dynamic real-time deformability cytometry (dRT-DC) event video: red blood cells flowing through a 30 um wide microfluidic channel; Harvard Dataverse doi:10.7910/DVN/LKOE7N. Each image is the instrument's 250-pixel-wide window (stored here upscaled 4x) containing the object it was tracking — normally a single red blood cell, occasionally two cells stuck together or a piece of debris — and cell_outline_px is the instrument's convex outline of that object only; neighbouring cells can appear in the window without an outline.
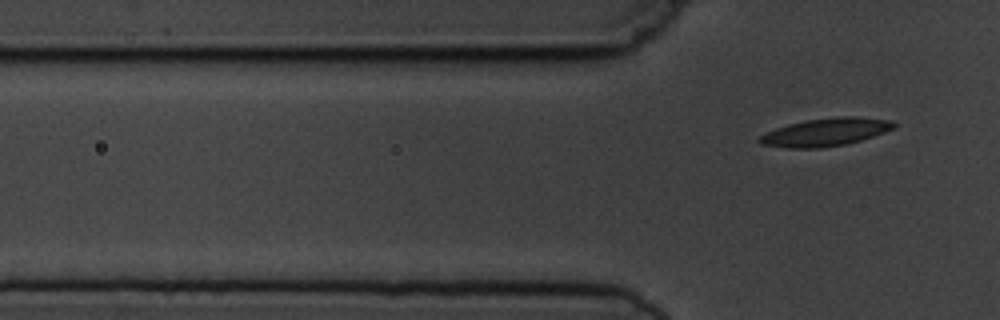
{"species": "common noctule bat (a hibernating species)", "species_latin": "Nyctalus noctula", "temperature_condition": "cold", "stored_images_in_passage": 6, "camera_frame_rate_fps": 3000, "um_per_image_px": 0.085, "animal": {"sex": "male", "body_mass_g": 19.5, "forearm_length_mm": 54.6}, "frame": {"image": 1, "passage_image": 6, "time_ms": 6.0, "image_size_px": [1000, 320], "cell_outline_px": [[896, 124], [892, 128], [884, 132], [860, 140], [844, 144], [820, 148], [788, 148], [760, 144], [756, 140], [760, 136], [776, 128], [788, 124], [808, 120], [836, 116], [856, 116], [892, 120]], "centroid_in_image_um": [70.15, 11.22], "position_along_channel_um": 55.6, "area_um2": 21.68}}